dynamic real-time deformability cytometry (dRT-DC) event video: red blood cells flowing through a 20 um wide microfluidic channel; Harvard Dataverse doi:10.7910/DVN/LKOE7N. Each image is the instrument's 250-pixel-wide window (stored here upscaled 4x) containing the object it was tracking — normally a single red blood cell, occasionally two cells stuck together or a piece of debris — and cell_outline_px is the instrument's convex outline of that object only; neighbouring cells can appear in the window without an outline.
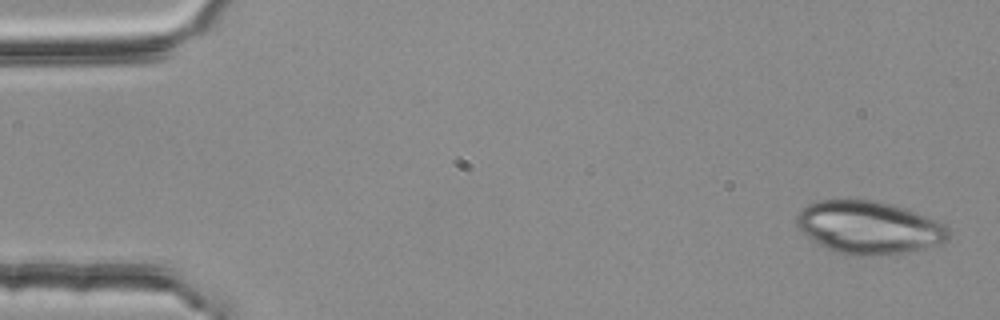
{"species": "common noctule bat (a hibernating species)", "species_latin": "Nyctalus noctula", "temperature_condition": "room temperature", "stored_images_in_passage": 3, "camera_frame_rate_fps": 3000, "um_per_image_px": 0.085, "animal": {"sex": "female", "body_mass_g": 25.1}, "frame": {"image": 1, "passage_image": 1, "time_ms": 0.0, "image_size_px": [1000, 320], "cell_outline_px": [[948, 240], [936, 244], [920, 248], [900, 252], [868, 256], [856, 256], [836, 252], [812, 240], [796, 224], [796, 216], [808, 204], [816, 200], [848, 196], [872, 200], [904, 208], [936, 220], [944, 224], [948, 228]], "centroid_in_image_um": [73.79, 19.28], "position_along_channel_um": 11.2, "area_um2": 46.64}}